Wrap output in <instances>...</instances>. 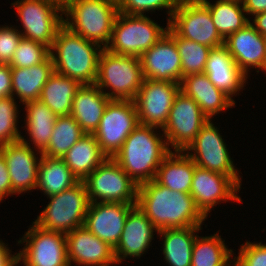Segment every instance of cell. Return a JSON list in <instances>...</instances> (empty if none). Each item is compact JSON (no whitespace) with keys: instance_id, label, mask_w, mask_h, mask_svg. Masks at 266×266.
<instances>
[{"instance_id":"obj_1","label":"cell","mask_w":266,"mask_h":266,"mask_svg":"<svg viewBox=\"0 0 266 266\" xmlns=\"http://www.w3.org/2000/svg\"><path fill=\"white\" fill-rule=\"evenodd\" d=\"M137 206L158 230L201 226L206 219L190 194L172 191L155 179L138 186Z\"/></svg>"},{"instance_id":"obj_2","label":"cell","mask_w":266,"mask_h":266,"mask_svg":"<svg viewBox=\"0 0 266 266\" xmlns=\"http://www.w3.org/2000/svg\"><path fill=\"white\" fill-rule=\"evenodd\" d=\"M154 129L157 128L139 124L113 157L138 186L155 179L158 167L172 152L166 138L163 141Z\"/></svg>"},{"instance_id":"obj_3","label":"cell","mask_w":266,"mask_h":266,"mask_svg":"<svg viewBox=\"0 0 266 266\" xmlns=\"http://www.w3.org/2000/svg\"><path fill=\"white\" fill-rule=\"evenodd\" d=\"M102 50L103 47L84 39L63 25L54 39L50 57L55 72L75 79L82 85L95 84Z\"/></svg>"},{"instance_id":"obj_4","label":"cell","mask_w":266,"mask_h":266,"mask_svg":"<svg viewBox=\"0 0 266 266\" xmlns=\"http://www.w3.org/2000/svg\"><path fill=\"white\" fill-rule=\"evenodd\" d=\"M118 13L116 0H68L63 4L64 26L90 42L102 44L103 49L111 40Z\"/></svg>"},{"instance_id":"obj_5","label":"cell","mask_w":266,"mask_h":266,"mask_svg":"<svg viewBox=\"0 0 266 266\" xmlns=\"http://www.w3.org/2000/svg\"><path fill=\"white\" fill-rule=\"evenodd\" d=\"M144 76L140 58L124 56L103 49L98 60V72L95 84L103 91L111 88V93L104 92L111 100L134 101Z\"/></svg>"},{"instance_id":"obj_6","label":"cell","mask_w":266,"mask_h":266,"mask_svg":"<svg viewBox=\"0 0 266 266\" xmlns=\"http://www.w3.org/2000/svg\"><path fill=\"white\" fill-rule=\"evenodd\" d=\"M168 26L169 23L166 28H162L145 15L119 12L113 25L111 40L105 49L114 54L140 58L165 35Z\"/></svg>"},{"instance_id":"obj_7","label":"cell","mask_w":266,"mask_h":266,"mask_svg":"<svg viewBox=\"0 0 266 266\" xmlns=\"http://www.w3.org/2000/svg\"><path fill=\"white\" fill-rule=\"evenodd\" d=\"M49 199V204L34 221L36 225L63 234L83 226L90 205L83 181L61 193L49 196Z\"/></svg>"},{"instance_id":"obj_8","label":"cell","mask_w":266,"mask_h":266,"mask_svg":"<svg viewBox=\"0 0 266 266\" xmlns=\"http://www.w3.org/2000/svg\"><path fill=\"white\" fill-rule=\"evenodd\" d=\"M83 182L90 203L110 202L137 205L138 185L113 158H107Z\"/></svg>"},{"instance_id":"obj_9","label":"cell","mask_w":266,"mask_h":266,"mask_svg":"<svg viewBox=\"0 0 266 266\" xmlns=\"http://www.w3.org/2000/svg\"><path fill=\"white\" fill-rule=\"evenodd\" d=\"M12 5L23 24V38L51 49L57 32L64 25L63 4L57 0H18ZM59 12H62L60 16Z\"/></svg>"},{"instance_id":"obj_10","label":"cell","mask_w":266,"mask_h":266,"mask_svg":"<svg viewBox=\"0 0 266 266\" xmlns=\"http://www.w3.org/2000/svg\"><path fill=\"white\" fill-rule=\"evenodd\" d=\"M169 27L180 37L216 48L224 45V39L217 31L209 8L201 0H180Z\"/></svg>"},{"instance_id":"obj_11","label":"cell","mask_w":266,"mask_h":266,"mask_svg":"<svg viewBox=\"0 0 266 266\" xmlns=\"http://www.w3.org/2000/svg\"><path fill=\"white\" fill-rule=\"evenodd\" d=\"M139 124L134 101L110 100L93 135L103 153L108 158H113Z\"/></svg>"},{"instance_id":"obj_12","label":"cell","mask_w":266,"mask_h":266,"mask_svg":"<svg viewBox=\"0 0 266 266\" xmlns=\"http://www.w3.org/2000/svg\"><path fill=\"white\" fill-rule=\"evenodd\" d=\"M26 246L17 253V263L25 266H68L66 236L61 232L46 230L33 222L23 239Z\"/></svg>"},{"instance_id":"obj_13","label":"cell","mask_w":266,"mask_h":266,"mask_svg":"<svg viewBox=\"0 0 266 266\" xmlns=\"http://www.w3.org/2000/svg\"><path fill=\"white\" fill-rule=\"evenodd\" d=\"M218 131L209 119L184 151L196 166L228 175L241 187V179ZM188 151L195 152L188 154Z\"/></svg>"},{"instance_id":"obj_14","label":"cell","mask_w":266,"mask_h":266,"mask_svg":"<svg viewBox=\"0 0 266 266\" xmlns=\"http://www.w3.org/2000/svg\"><path fill=\"white\" fill-rule=\"evenodd\" d=\"M208 120L200 106L180 91L172 104L162 135L167 138L168 147L171 145L175 151H184Z\"/></svg>"},{"instance_id":"obj_15","label":"cell","mask_w":266,"mask_h":266,"mask_svg":"<svg viewBox=\"0 0 266 266\" xmlns=\"http://www.w3.org/2000/svg\"><path fill=\"white\" fill-rule=\"evenodd\" d=\"M179 92L180 84L176 82L144 79L134 100L139 123L163 129Z\"/></svg>"},{"instance_id":"obj_16","label":"cell","mask_w":266,"mask_h":266,"mask_svg":"<svg viewBox=\"0 0 266 266\" xmlns=\"http://www.w3.org/2000/svg\"><path fill=\"white\" fill-rule=\"evenodd\" d=\"M239 189L240 186L230 176L195 166L190 195L206 218L210 209L221 200L242 202L235 194Z\"/></svg>"},{"instance_id":"obj_17","label":"cell","mask_w":266,"mask_h":266,"mask_svg":"<svg viewBox=\"0 0 266 266\" xmlns=\"http://www.w3.org/2000/svg\"><path fill=\"white\" fill-rule=\"evenodd\" d=\"M140 61L144 79L180 84L181 57L175 40L167 32L140 56Z\"/></svg>"},{"instance_id":"obj_18","label":"cell","mask_w":266,"mask_h":266,"mask_svg":"<svg viewBox=\"0 0 266 266\" xmlns=\"http://www.w3.org/2000/svg\"><path fill=\"white\" fill-rule=\"evenodd\" d=\"M29 144L21 136L18 142L0 146L10 175L11 195L37 188L40 159Z\"/></svg>"},{"instance_id":"obj_19","label":"cell","mask_w":266,"mask_h":266,"mask_svg":"<svg viewBox=\"0 0 266 266\" xmlns=\"http://www.w3.org/2000/svg\"><path fill=\"white\" fill-rule=\"evenodd\" d=\"M125 203H90L83 226L99 239L115 248L124 228L129 210Z\"/></svg>"},{"instance_id":"obj_20","label":"cell","mask_w":266,"mask_h":266,"mask_svg":"<svg viewBox=\"0 0 266 266\" xmlns=\"http://www.w3.org/2000/svg\"><path fill=\"white\" fill-rule=\"evenodd\" d=\"M67 257L78 266H109L115 264L114 248L92 234L84 226L65 234Z\"/></svg>"},{"instance_id":"obj_21","label":"cell","mask_w":266,"mask_h":266,"mask_svg":"<svg viewBox=\"0 0 266 266\" xmlns=\"http://www.w3.org/2000/svg\"><path fill=\"white\" fill-rule=\"evenodd\" d=\"M153 230L158 232L145 213L134 205L128 212L120 239L114 248L116 262L121 263L128 256L140 257L144 254L154 236Z\"/></svg>"},{"instance_id":"obj_22","label":"cell","mask_w":266,"mask_h":266,"mask_svg":"<svg viewBox=\"0 0 266 266\" xmlns=\"http://www.w3.org/2000/svg\"><path fill=\"white\" fill-rule=\"evenodd\" d=\"M224 46L247 77L248 68L251 66L264 69L266 38L251 25V22L228 36L224 40Z\"/></svg>"},{"instance_id":"obj_23","label":"cell","mask_w":266,"mask_h":266,"mask_svg":"<svg viewBox=\"0 0 266 266\" xmlns=\"http://www.w3.org/2000/svg\"><path fill=\"white\" fill-rule=\"evenodd\" d=\"M180 91L192 98L208 119L235 104L233 99L216 88L205 73L190 74L182 78Z\"/></svg>"},{"instance_id":"obj_24","label":"cell","mask_w":266,"mask_h":266,"mask_svg":"<svg viewBox=\"0 0 266 266\" xmlns=\"http://www.w3.org/2000/svg\"><path fill=\"white\" fill-rule=\"evenodd\" d=\"M204 73L231 99L245 85L247 75L237 66L227 48L222 45L209 52Z\"/></svg>"},{"instance_id":"obj_25","label":"cell","mask_w":266,"mask_h":266,"mask_svg":"<svg viewBox=\"0 0 266 266\" xmlns=\"http://www.w3.org/2000/svg\"><path fill=\"white\" fill-rule=\"evenodd\" d=\"M110 100L96 84H83L73 99L70 115L85 134H93Z\"/></svg>"},{"instance_id":"obj_26","label":"cell","mask_w":266,"mask_h":266,"mask_svg":"<svg viewBox=\"0 0 266 266\" xmlns=\"http://www.w3.org/2000/svg\"><path fill=\"white\" fill-rule=\"evenodd\" d=\"M54 71L50 56L44 62L28 68L11 67L12 96L17 94L23 104L39 100L44 85Z\"/></svg>"},{"instance_id":"obj_27","label":"cell","mask_w":266,"mask_h":266,"mask_svg":"<svg viewBox=\"0 0 266 266\" xmlns=\"http://www.w3.org/2000/svg\"><path fill=\"white\" fill-rule=\"evenodd\" d=\"M175 152L162 161L155 180L172 191L190 194L196 164L184 151Z\"/></svg>"},{"instance_id":"obj_28","label":"cell","mask_w":266,"mask_h":266,"mask_svg":"<svg viewBox=\"0 0 266 266\" xmlns=\"http://www.w3.org/2000/svg\"><path fill=\"white\" fill-rule=\"evenodd\" d=\"M107 158L93 134H84L62 157L79 181H83Z\"/></svg>"},{"instance_id":"obj_29","label":"cell","mask_w":266,"mask_h":266,"mask_svg":"<svg viewBox=\"0 0 266 266\" xmlns=\"http://www.w3.org/2000/svg\"><path fill=\"white\" fill-rule=\"evenodd\" d=\"M201 226L158 230L164 237L163 255L170 266H191L192 249ZM195 235V236H194Z\"/></svg>"},{"instance_id":"obj_30","label":"cell","mask_w":266,"mask_h":266,"mask_svg":"<svg viewBox=\"0 0 266 266\" xmlns=\"http://www.w3.org/2000/svg\"><path fill=\"white\" fill-rule=\"evenodd\" d=\"M81 83L54 71L44 85L40 101L57 116L70 115L73 99Z\"/></svg>"},{"instance_id":"obj_31","label":"cell","mask_w":266,"mask_h":266,"mask_svg":"<svg viewBox=\"0 0 266 266\" xmlns=\"http://www.w3.org/2000/svg\"><path fill=\"white\" fill-rule=\"evenodd\" d=\"M40 155L37 188L48 197L61 193L79 182L62 158Z\"/></svg>"},{"instance_id":"obj_32","label":"cell","mask_w":266,"mask_h":266,"mask_svg":"<svg viewBox=\"0 0 266 266\" xmlns=\"http://www.w3.org/2000/svg\"><path fill=\"white\" fill-rule=\"evenodd\" d=\"M26 105V124L31 142L42 153L50 141L57 115L40 100L29 101Z\"/></svg>"},{"instance_id":"obj_33","label":"cell","mask_w":266,"mask_h":266,"mask_svg":"<svg viewBox=\"0 0 266 266\" xmlns=\"http://www.w3.org/2000/svg\"><path fill=\"white\" fill-rule=\"evenodd\" d=\"M201 1L209 8L213 24L224 40L250 22L244 15L246 11L240 2L218 0L211 4L207 0Z\"/></svg>"},{"instance_id":"obj_34","label":"cell","mask_w":266,"mask_h":266,"mask_svg":"<svg viewBox=\"0 0 266 266\" xmlns=\"http://www.w3.org/2000/svg\"><path fill=\"white\" fill-rule=\"evenodd\" d=\"M194 240L191 266H230L232 250L227 249L222 238L216 233L212 236ZM230 262V264L228 263Z\"/></svg>"},{"instance_id":"obj_35","label":"cell","mask_w":266,"mask_h":266,"mask_svg":"<svg viewBox=\"0 0 266 266\" xmlns=\"http://www.w3.org/2000/svg\"><path fill=\"white\" fill-rule=\"evenodd\" d=\"M85 133L71 115L58 116L47 148L41 153L47 157L62 158Z\"/></svg>"},{"instance_id":"obj_36","label":"cell","mask_w":266,"mask_h":266,"mask_svg":"<svg viewBox=\"0 0 266 266\" xmlns=\"http://www.w3.org/2000/svg\"><path fill=\"white\" fill-rule=\"evenodd\" d=\"M167 33L175 40L181 57L182 78L204 73L211 47L178 36L169 26Z\"/></svg>"},{"instance_id":"obj_37","label":"cell","mask_w":266,"mask_h":266,"mask_svg":"<svg viewBox=\"0 0 266 266\" xmlns=\"http://www.w3.org/2000/svg\"><path fill=\"white\" fill-rule=\"evenodd\" d=\"M49 56L50 49L47 46L22 37L9 65L28 68L44 62Z\"/></svg>"},{"instance_id":"obj_38","label":"cell","mask_w":266,"mask_h":266,"mask_svg":"<svg viewBox=\"0 0 266 266\" xmlns=\"http://www.w3.org/2000/svg\"><path fill=\"white\" fill-rule=\"evenodd\" d=\"M13 96L0 98V146L20 141L17 105Z\"/></svg>"},{"instance_id":"obj_39","label":"cell","mask_w":266,"mask_h":266,"mask_svg":"<svg viewBox=\"0 0 266 266\" xmlns=\"http://www.w3.org/2000/svg\"><path fill=\"white\" fill-rule=\"evenodd\" d=\"M180 0H116L119 12L128 15H144L147 11H154L162 8L169 9L170 17L177 8Z\"/></svg>"},{"instance_id":"obj_40","label":"cell","mask_w":266,"mask_h":266,"mask_svg":"<svg viewBox=\"0 0 266 266\" xmlns=\"http://www.w3.org/2000/svg\"><path fill=\"white\" fill-rule=\"evenodd\" d=\"M233 266H266V245L246 242L242 244Z\"/></svg>"},{"instance_id":"obj_41","label":"cell","mask_w":266,"mask_h":266,"mask_svg":"<svg viewBox=\"0 0 266 266\" xmlns=\"http://www.w3.org/2000/svg\"><path fill=\"white\" fill-rule=\"evenodd\" d=\"M22 37L20 31L12 26L0 27V64H10Z\"/></svg>"},{"instance_id":"obj_42","label":"cell","mask_w":266,"mask_h":266,"mask_svg":"<svg viewBox=\"0 0 266 266\" xmlns=\"http://www.w3.org/2000/svg\"><path fill=\"white\" fill-rule=\"evenodd\" d=\"M12 96L11 66L0 64V98Z\"/></svg>"},{"instance_id":"obj_43","label":"cell","mask_w":266,"mask_h":266,"mask_svg":"<svg viewBox=\"0 0 266 266\" xmlns=\"http://www.w3.org/2000/svg\"><path fill=\"white\" fill-rule=\"evenodd\" d=\"M11 194V181L4 156L0 153V201Z\"/></svg>"},{"instance_id":"obj_44","label":"cell","mask_w":266,"mask_h":266,"mask_svg":"<svg viewBox=\"0 0 266 266\" xmlns=\"http://www.w3.org/2000/svg\"><path fill=\"white\" fill-rule=\"evenodd\" d=\"M246 14L256 15L266 11V0H243Z\"/></svg>"},{"instance_id":"obj_45","label":"cell","mask_w":266,"mask_h":266,"mask_svg":"<svg viewBox=\"0 0 266 266\" xmlns=\"http://www.w3.org/2000/svg\"><path fill=\"white\" fill-rule=\"evenodd\" d=\"M7 245L0 241V266H17V255H11Z\"/></svg>"},{"instance_id":"obj_46","label":"cell","mask_w":266,"mask_h":266,"mask_svg":"<svg viewBox=\"0 0 266 266\" xmlns=\"http://www.w3.org/2000/svg\"><path fill=\"white\" fill-rule=\"evenodd\" d=\"M254 20L251 25L264 37L266 38V11L254 15Z\"/></svg>"},{"instance_id":"obj_47","label":"cell","mask_w":266,"mask_h":266,"mask_svg":"<svg viewBox=\"0 0 266 266\" xmlns=\"http://www.w3.org/2000/svg\"><path fill=\"white\" fill-rule=\"evenodd\" d=\"M266 71V49H265V63H264V69Z\"/></svg>"},{"instance_id":"obj_48","label":"cell","mask_w":266,"mask_h":266,"mask_svg":"<svg viewBox=\"0 0 266 266\" xmlns=\"http://www.w3.org/2000/svg\"><path fill=\"white\" fill-rule=\"evenodd\" d=\"M57 1H59L61 4H64L68 0H57Z\"/></svg>"},{"instance_id":"obj_49","label":"cell","mask_w":266,"mask_h":266,"mask_svg":"<svg viewBox=\"0 0 266 266\" xmlns=\"http://www.w3.org/2000/svg\"><path fill=\"white\" fill-rule=\"evenodd\" d=\"M229 1H236V2H240V3L243 2V0H229Z\"/></svg>"}]
</instances>
